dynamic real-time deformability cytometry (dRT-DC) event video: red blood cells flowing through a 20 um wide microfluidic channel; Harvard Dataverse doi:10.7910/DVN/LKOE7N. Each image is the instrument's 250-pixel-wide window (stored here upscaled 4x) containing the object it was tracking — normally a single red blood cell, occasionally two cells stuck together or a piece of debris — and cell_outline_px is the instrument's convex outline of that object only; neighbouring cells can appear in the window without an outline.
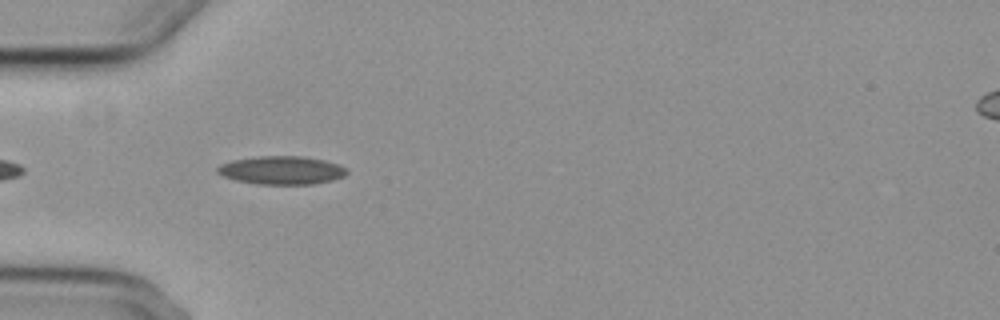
{"species": "common noctule bat (a hibernating species)", "species_latin": "Nyctalus noctula", "temperature_condition": "cold", "stored_images_in_passage": 6, "camera_frame_rate_fps": 3000, "um_per_image_px": 0.085, "animal": {"sex": "female", "body_mass_g": 29.2, "forearm_length_mm": 56.3}, "frame": {"image": 1, "passage_image": 5, "time_ms": 4.667, "image_size_px": [1000, 320], "cell_outline_px": [[348, 172], [344, 176], [332, 180], [312, 184], [256, 184], [236, 180], [224, 176], [216, 172], [216, 168], [220, 164], [232, 160], [260, 156], [304, 156], [324, 160], [336, 164], [344, 168]], "centroid_in_image_um": [23.9, 14.47], "position_along_channel_um": 61.1, "area_um2": 21.21}}
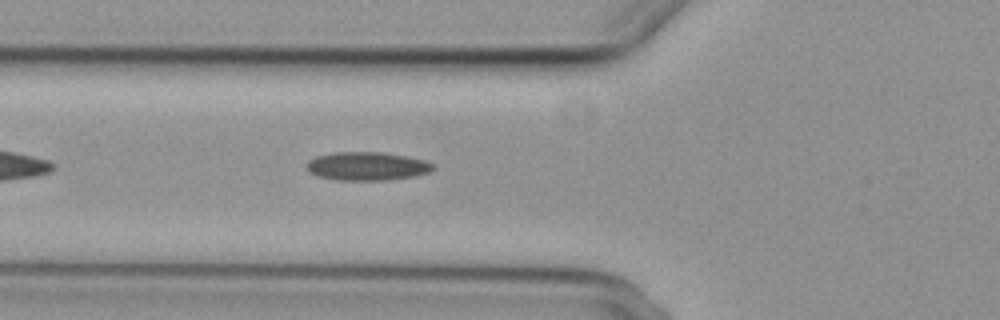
{"frame": {"image": 2, "passage_image": 6, "time_ms": 5.667, "image_size_px": [1000, 320], "cell_outline_px": [[436, 168], [428, 172], [416, 176], [388, 180], [336, 180], [320, 176], [308, 172], [308, 160], [316, 156], [336, 152], [380, 152], [404, 156], [424, 160], [432, 164]], "centroid_in_image_um": [31.2, 14.13], "position_along_channel_um": 94.6, "area_um2": 20.81}}